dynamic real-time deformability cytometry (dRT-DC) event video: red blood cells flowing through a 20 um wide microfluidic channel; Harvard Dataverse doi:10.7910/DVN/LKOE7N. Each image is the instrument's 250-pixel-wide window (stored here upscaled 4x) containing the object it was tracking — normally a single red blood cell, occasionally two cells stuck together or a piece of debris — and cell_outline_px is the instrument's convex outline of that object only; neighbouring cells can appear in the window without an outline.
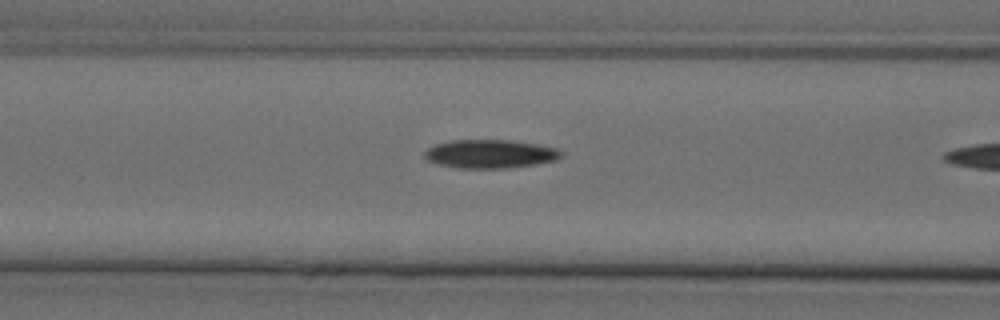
{"species": "Egyptian fruit bat (a non-hibernating species)", "species_latin": "Rousettus aegyptiacus", "temperature_condition": "cold", "stored_images_in_passage": 21, "camera_frame_rate_fps": 3000, "um_per_image_px": 0.085, "animal": {"sex": "female"}, "frame": {"image": 1, "passage_image": 20, "time_ms": 6.333, "image_size_px": [1000, 320], "cell_outline_px": [[556, 156], [544, 160], [520, 164], [452, 164], [436, 160], [428, 156], [428, 152], [432, 148], [444, 144], [524, 144], [544, 148], [556, 152]], "centroid_in_image_um": [41.63, 13.08], "position_along_channel_um": 125.0, "area_um2": 15.9}}